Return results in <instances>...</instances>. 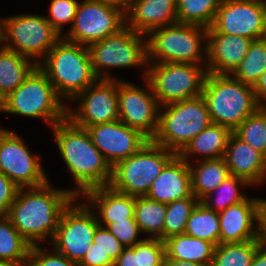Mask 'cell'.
<instances>
[{"mask_svg":"<svg viewBox=\"0 0 266 266\" xmlns=\"http://www.w3.org/2000/svg\"><path fill=\"white\" fill-rule=\"evenodd\" d=\"M251 266H266V247L260 246L251 262Z\"/></svg>","mask_w":266,"mask_h":266,"instance_id":"48","label":"cell"},{"mask_svg":"<svg viewBox=\"0 0 266 266\" xmlns=\"http://www.w3.org/2000/svg\"><path fill=\"white\" fill-rule=\"evenodd\" d=\"M233 131L222 125L211 123L197 136H195L178 154L188 164L189 157L201 154L203 160L223 158L228 145V140Z\"/></svg>","mask_w":266,"mask_h":266,"instance_id":"25","label":"cell"},{"mask_svg":"<svg viewBox=\"0 0 266 266\" xmlns=\"http://www.w3.org/2000/svg\"><path fill=\"white\" fill-rule=\"evenodd\" d=\"M207 34L208 28L196 24L175 23L154 29L146 35L147 61L201 64L203 58L207 60L203 57L204 53L207 56V43H202Z\"/></svg>","mask_w":266,"mask_h":266,"instance_id":"5","label":"cell"},{"mask_svg":"<svg viewBox=\"0 0 266 266\" xmlns=\"http://www.w3.org/2000/svg\"><path fill=\"white\" fill-rule=\"evenodd\" d=\"M264 23H265V32H264V38H266V10H265V20H264Z\"/></svg>","mask_w":266,"mask_h":266,"instance_id":"53","label":"cell"},{"mask_svg":"<svg viewBox=\"0 0 266 266\" xmlns=\"http://www.w3.org/2000/svg\"><path fill=\"white\" fill-rule=\"evenodd\" d=\"M261 246L259 239L242 243H224L215 247L211 266H251Z\"/></svg>","mask_w":266,"mask_h":266,"instance_id":"32","label":"cell"},{"mask_svg":"<svg viewBox=\"0 0 266 266\" xmlns=\"http://www.w3.org/2000/svg\"><path fill=\"white\" fill-rule=\"evenodd\" d=\"M184 234L219 245V214L199 202L189 217Z\"/></svg>","mask_w":266,"mask_h":266,"instance_id":"31","label":"cell"},{"mask_svg":"<svg viewBox=\"0 0 266 266\" xmlns=\"http://www.w3.org/2000/svg\"><path fill=\"white\" fill-rule=\"evenodd\" d=\"M37 64L64 100H73L98 79L92 69L88 47L63 37Z\"/></svg>","mask_w":266,"mask_h":266,"instance_id":"3","label":"cell"},{"mask_svg":"<svg viewBox=\"0 0 266 266\" xmlns=\"http://www.w3.org/2000/svg\"><path fill=\"white\" fill-rule=\"evenodd\" d=\"M230 175L246 180L251 186L266 179V157L234 132L231 134L223 157Z\"/></svg>","mask_w":266,"mask_h":266,"instance_id":"22","label":"cell"},{"mask_svg":"<svg viewBox=\"0 0 266 266\" xmlns=\"http://www.w3.org/2000/svg\"><path fill=\"white\" fill-rule=\"evenodd\" d=\"M163 266H211V265H205V264L189 262V261L174 260V259H170L167 256H165Z\"/></svg>","mask_w":266,"mask_h":266,"instance_id":"49","label":"cell"},{"mask_svg":"<svg viewBox=\"0 0 266 266\" xmlns=\"http://www.w3.org/2000/svg\"><path fill=\"white\" fill-rule=\"evenodd\" d=\"M74 198L70 189L52 188L49 181L39 187L19 188L6 217L31 245L48 236L52 242L62 212Z\"/></svg>","mask_w":266,"mask_h":266,"instance_id":"1","label":"cell"},{"mask_svg":"<svg viewBox=\"0 0 266 266\" xmlns=\"http://www.w3.org/2000/svg\"><path fill=\"white\" fill-rule=\"evenodd\" d=\"M117 86L116 79H97L73 99L80 106L67 107V118L84 129L119 120Z\"/></svg>","mask_w":266,"mask_h":266,"instance_id":"15","label":"cell"},{"mask_svg":"<svg viewBox=\"0 0 266 266\" xmlns=\"http://www.w3.org/2000/svg\"><path fill=\"white\" fill-rule=\"evenodd\" d=\"M113 266H142L141 241L132 247H125Z\"/></svg>","mask_w":266,"mask_h":266,"instance_id":"45","label":"cell"},{"mask_svg":"<svg viewBox=\"0 0 266 266\" xmlns=\"http://www.w3.org/2000/svg\"><path fill=\"white\" fill-rule=\"evenodd\" d=\"M202 96L212 123L234 131L261 106L253 86L244 84L231 74H210L204 81Z\"/></svg>","mask_w":266,"mask_h":266,"instance_id":"4","label":"cell"},{"mask_svg":"<svg viewBox=\"0 0 266 266\" xmlns=\"http://www.w3.org/2000/svg\"><path fill=\"white\" fill-rule=\"evenodd\" d=\"M192 195L189 164L176 154L153 181L146 196L169 204Z\"/></svg>","mask_w":266,"mask_h":266,"instance_id":"23","label":"cell"},{"mask_svg":"<svg viewBox=\"0 0 266 266\" xmlns=\"http://www.w3.org/2000/svg\"><path fill=\"white\" fill-rule=\"evenodd\" d=\"M38 66L37 61L0 47V93L5 98L20 86L30 73Z\"/></svg>","mask_w":266,"mask_h":266,"instance_id":"27","label":"cell"},{"mask_svg":"<svg viewBox=\"0 0 266 266\" xmlns=\"http://www.w3.org/2000/svg\"><path fill=\"white\" fill-rule=\"evenodd\" d=\"M99 225L106 227L125 247H132L142 241L138 237L141 231L135 218Z\"/></svg>","mask_w":266,"mask_h":266,"instance_id":"39","label":"cell"},{"mask_svg":"<svg viewBox=\"0 0 266 266\" xmlns=\"http://www.w3.org/2000/svg\"><path fill=\"white\" fill-rule=\"evenodd\" d=\"M160 107L159 126L152 141L176 154L212 123L202 95Z\"/></svg>","mask_w":266,"mask_h":266,"instance_id":"6","label":"cell"},{"mask_svg":"<svg viewBox=\"0 0 266 266\" xmlns=\"http://www.w3.org/2000/svg\"><path fill=\"white\" fill-rule=\"evenodd\" d=\"M87 47L93 72L98 79H116L107 71H103L107 70L106 68H125L149 63L147 37L127 26Z\"/></svg>","mask_w":266,"mask_h":266,"instance_id":"11","label":"cell"},{"mask_svg":"<svg viewBox=\"0 0 266 266\" xmlns=\"http://www.w3.org/2000/svg\"><path fill=\"white\" fill-rule=\"evenodd\" d=\"M144 80L148 88L146 90L130 82L118 80L119 120L152 140L158 130L161 111L149 81L145 77Z\"/></svg>","mask_w":266,"mask_h":266,"instance_id":"16","label":"cell"},{"mask_svg":"<svg viewBox=\"0 0 266 266\" xmlns=\"http://www.w3.org/2000/svg\"><path fill=\"white\" fill-rule=\"evenodd\" d=\"M253 90L256 96V99L262 104L266 105V70L260 76L258 81L254 84ZM265 100V101H264ZM263 101V102H262Z\"/></svg>","mask_w":266,"mask_h":266,"instance_id":"47","label":"cell"},{"mask_svg":"<svg viewBox=\"0 0 266 266\" xmlns=\"http://www.w3.org/2000/svg\"><path fill=\"white\" fill-rule=\"evenodd\" d=\"M146 70L142 77L160 106L201 96L208 73L206 64L190 63H153Z\"/></svg>","mask_w":266,"mask_h":266,"instance_id":"9","label":"cell"},{"mask_svg":"<svg viewBox=\"0 0 266 266\" xmlns=\"http://www.w3.org/2000/svg\"><path fill=\"white\" fill-rule=\"evenodd\" d=\"M219 214V244L242 243L258 239V198H246L244 201L227 207Z\"/></svg>","mask_w":266,"mask_h":266,"instance_id":"20","label":"cell"},{"mask_svg":"<svg viewBox=\"0 0 266 266\" xmlns=\"http://www.w3.org/2000/svg\"><path fill=\"white\" fill-rule=\"evenodd\" d=\"M95 1H100V2H104V3L117 6L119 8H122L126 12V10L128 9L130 5L131 0H95Z\"/></svg>","mask_w":266,"mask_h":266,"instance_id":"50","label":"cell"},{"mask_svg":"<svg viewBox=\"0 0 266 266\" xmlns=\"http://www.w3.org/2000/svg\"><path fill=\"white\" fill-rule=\"evenodd\" d=\"M125 16L128 28L146 36L154 29L178 23L177 3L176 0H131Z\"/></svg>","mask_w":266,"mask_h":266,"instance_id":"21","label":"cell"},{"mask_svg":"<svg viewBox=\"0 0 266 266\" xmlns=\"http://www.w3.org/2000/svg\"><path fill=\"white\" fill-rule=\"evenodd\" d=\"M252 39L219 32L207 34L206 69L210 74H232L246 56Z\"/></svg>","mask_w":266,"mask_h":266,"instance_id":"19","label":"cell"},{"mask_svg":"<svg viewBox=\"0 0 266 266\" xmlns=\"http://www.w3.org/2000/svg\"><path fill=\"white\" fill-rule=\"evenodd\" d=\"M4 107V97L2 96V94L0 93V111L2 112Z\"/></svg>","mask_w":266,"mask_h":266,"instance_id":"52","label":"cell"},{"mask_svg":"<svg viewBox=\"0 0 266 266\" xmlns=\"http://www.w3.org/2000/svg\"><path fill=\"white\" fill-rule=\"evenodd\" d=\"M0 33L4 48L29 59H44L62 38L45 16L37 14H18L0 19Z\"/></svg>","mask_w":266,"mask_h":266,"instance_id":"10","label":"cell"},{"mask_svg":"<svg viewBox=\"0 0 266 266\" xmlns=\"http://www.w3.org/2000/svg\"><path fill=\"white\" fill-rule=\"evenodd\" d=\"M0 266H18L17 264H14L12 262H8V261H1L0 260Z\"/></svg>","mask_w":266,"mask_h":266,"instance_id":"51","label":"cell"},{"mask_svg":"<svg viewBox=\"0 0 266 266\" xmlns=\"http://www.w3.org/2000/svg\"><path fill=\"white\" fill-rule=\"evenodd\" d=\"M166 256L170 259L211 265L215 246L186 234L174 235L165 241Z\"/></svg>","mask_w":266,"mask_h":266,"instance_id":"26","label":"cell"},{"mask_svg":"<svg viewBox=\"0 0 266 266\" xmlns=\"http://www.w3.org/2000/svg\"><path fill=\"white\" fill-rule=\"evenodd\" d=\"M51 128L58 151L76 182L77 187L70 190L75 197L110 184L112 167L94 145L86 129L74 125L68 118Z\"/></svg>","mask_w":266,"mask_h":266,"instance_id":"2","label":"cell"},{"mask_svg":"<svg viewBox=\"0 0 266 266\" xmlns=\"http://www.w3.org/2000/svg\"><path fill=\"white\" fill-rule=\"evenodd\" d=\"M39 155H32L13 131L0 128V172L18 188L39 187L48 182Z\"/></svg>","mask_w":266,"mask_h":266,"instance_id":"14","label":"cell"},{"mask_svg":"<svg viewBox=\"0 0 266 266\" xmlns=\"http://www.w3.org/2000/svg\"><path fill=\"white\" fill-rule=\"evenodd\" d=\"M200 201L192 195L180 200H175L167 204V210L163 228V241L179 234H184L186 224Z\"/></svg>","mask_w":266,"mask_h":266,"instance_id":"36","label":"cell"},{"mask_svg":"<svg viewBox=\"0 0 266 266\" xmlns=\"http://www.w3.org/2000/svg\"><path fill=\"white\" fill-rule=\"evenodd\" d=\"M178 23L210 28L222 0H176Z\"/></svg>","mask_w":266,"mask_h":266,"instance_id":"33","label":"cell"},{"mask_svg":"<svg viewBox=\"0 0 266 266\" xmlns=\"http://www.w3.org/2000/svg\"><path fill=\"white\" fill-rule=\"evenodd\" d=\"M114 261L105 254L95 243L88 248L79 266H113Z\"/></svg>","mask_w":266,"mask_h":266,"instance_id":"44","label":"cell"},{"mask_svg":"<svg viewBox=\"0 0 266 266\" xmlns=\"http://www.w3.org/2000/svg\"><path fill=\"white\" fill-rule=\"evenodd\" d=\"M79 2L77 0H52L50 3V18L46 19L61 35L63 25L71 22L73 25Z\"/></svg>","mask_w":266,"mask_h":266,"instance_id":"38","label":"cell"},{"mask_svg":"<svg viewBox=\"0 0 266 266\" xmlns=\"http://www.w3.org/2000/svg\"><path fill=\"white\" fill-rule=\"evenodd\" d=\"M165 256L164 241L149 237L141 241L142 266H163Z\"/></svg>","mask_w":266,"mask_h":266,"instance_id":"41","label":"cell"},{"mask_svg":"<svg viewBox=\"0 0 266 266\" xmlns=\"http://www.w3.org/2000/svg\"><path fill=\"white\" fill-rule=\"evenodd\" d=\"M89 206L98 209L99 224H110L116 221L134 217L135 197L114 190L110 185L97 187L86 191Z\"/></svg>","mask_w":266,"mask_h":266,"instance_id":"24","label":"cell"},{"mask_svg":"<svg viewBox=\"0 0 266 266\" xmlns=\"http://www.w3.org/2000/svg\"><path fill=\"white\" fill-rule=\"evenodd\" d=\"M52 250V253H47L40 247V243L31 245L27 266H79L78 263L69 260L55 249Z\"/></svg>","mask_w":266,"mask_h":266,"instance_id":"40","label":"cell"},{"mask_svg":"<svg viewBox=\"0 0 266 266\" xmlns=\"http://www.w3.org/2000/svg\"><path fill=\"white\" fill-rule=\"evenodd\" d=\"M125 13L122 8L108 3L84 0L78 4L70 31L62 37L69 42L88 46L124 28Z\"/></svg>","mask_w":266,"mask_h":266,"instance_id":"13","label":"cell"},{"mask_svg":"<svg viewBox=\"0 0 266 266\" xmlns=\"http://www.w3.org/2000/svg\"><path fill=\"white\" fill-rule=\"evenodd\" d=\"M266 0H222L208 32L264 38Z\"/></svg>","mask_w":266,"mask_h":266,"instance_id":"17","label":"cell"},{"mask_svg":"<svg viewBox=\"0 0 266 266\" xmlns=\"http://www.w3.org/2000/svg\"><path fill=\"white\" fill-rule=\"evenodd\" d=\"M2 112L44 118L51 127L67 118V107L38 66L20 86L4 98Z\"/></svg>","mask_w":266,"mask_h":266,"instance_id":"7","label":"cell"},{"mask_svg":"<svg viewBox=\"0 0 266 266\" xmlns=\"http://www.w3.org/2000/svg\"><path fill=\"white\" fill-rule=\"evenodd\" d=\"M245 185L251 186L246 180L230 175L200 202L207 208L219 213L227 207L238 204L247 198V196L240 193L238 188ZM213 192L214 195L217 193L215 199L212 196Z\"/></svg>","mask_w":266,"mask_h":266,"instance_id":"35","label":"cell"},{"mask_svg":"<svg viewBox=\"0 0 266 266\" xmlns=\"http://www.w3.org/2000/svg\"><path fill=\"white\" fill-rule=\"evenodd\" d=\"M233 132L266 157V105L261 106Z\"/></svg>","mask_w":266,"mask_h":266,"instance_id":"37","label":"cell"},{"mask_svg":"<svg viewBox=\"0 0 266 266\" xmlns=\"http://www.w3.org/2000/svg\"><path fill=\"white\" fill-rule=\"evenodd\" d=\"M258 239L266 247V200L258 198Z\"/></svg>","mask_w":266,"mask_h":266,"instance_id":"46","label":"cell"},{"mask_svg":"<svg viewBox=\"0 0 266 266\" xmlns=\"http://www.w3.org/2000/svg\"><path fill=\"white\" fill-rule=\"evenodd\" d=\"M175 155V152L149 140L137 153L112 168L109 185L130 196H146L153 181Z\"/></svg>","mask_w":266,"mask_h":266,"instance_id":"8","label":"cell"},{"mask_svg":"<svg viewBox=\"0 0 266 266\" xmlns=\"http://www.w3.org/2000/svg\"><path fill=\"white\" fill-rule=\"evenodd\" d=\"M86 130L112 168L137 153L149 141L140 131L120 120L90 126Z\"/></svg>","mask_w":266,"mask_h":266,"instance_id":"18","label":"cell"},{"mask_svg":"<svg viewBox=\"0 0 266 266\" xmlns=\"http://www.w3.org/2000/svg\"><path fill=\"white\" fill-rule=\"evenodd\" d=\"M266 70V38L253 40L241 64L232 76L244 84L254 86Z\"/></svg>","mask_w":266,"mask_h":266,"instance_id":"34","label":"cell"},{"mask_svg":"<svg viewBox=\"0 0 266 266\" xmlns=\"http://www.w3.org/2000/svg\"><path fill=\"white\" fill-rule=\"evenodd\" d=\"M93 243L115 261L125 246L106 227L99 225L95 231Z\"/></svg>","mask_w":266,"mask_h":266,"instance_id":"42","label":"cell"},{"mask_svg":"<svg viewBox=\"0 0 266 266\" xmlns=\"http://www.w3.org/2000/svg\"><path fill=\"white\" fill-rule=\"evenodd\" d=\"M31 244L26 241L11 221L0 217V260L27 266Z\"/></svg>","mask_w":266,"mask_h":266,"instance_id":"30","label":"cell"},{"mask_svg":"<svg viewBox=\"0 0 266 266\" xmlns=\"http://www.w3.org/2000/svg\"><path fill=\"white\" fill-rule=\"evenodd\" d=\"M192 194L201 201L228 176L229 169L224 158L203 160L198 165L189 163Z\"/></svg>","mask_w":266,"mask_h":266,"instance_id":"28","label":"cell"},{"mask_svg":"<svg viewBox=\"0 0 266 266\" xmlns=\"http://www.w3.org/2000/svg\"><path fill=\"white\" fill-rule=\"evenodd\" d=\"M167 204L149 199L147 196L135 197L134 217L140 231L149 234V238L163 241V228Z\"/></svg>","mask_w":266,"mask_h":266,"instance_id":"29","label":"cell"},{"mask_svg":"<svg viewBox=\"0 0 266 266\" xmlns=\"http://www.w3.org/2000/svg\"><path fill=\"white\" fill-rule=\"evenodd\" d=\"M74 198L63 210L57 231L52 240V248L69 260L80 263L99 226L97 211L86 203H76ZM92 207V208H91Z\"/></svg>","mask_w":266,"mask_h":266,"instance_id":"12","label":"cell"},{"mask_svg":"<svg viewBox=\"0 0 266 266\" xmlns=\"http://www.w3.org/2000/svg\"><path fill=\"white\" fill-rule=\"evenodd\" d=\"M18 189L8 177L0 172V217L7 215Z\"/></svg>","mask_w":266,"mask_h":266,"instance_id":"43","label":"cell"}]
</instances>
